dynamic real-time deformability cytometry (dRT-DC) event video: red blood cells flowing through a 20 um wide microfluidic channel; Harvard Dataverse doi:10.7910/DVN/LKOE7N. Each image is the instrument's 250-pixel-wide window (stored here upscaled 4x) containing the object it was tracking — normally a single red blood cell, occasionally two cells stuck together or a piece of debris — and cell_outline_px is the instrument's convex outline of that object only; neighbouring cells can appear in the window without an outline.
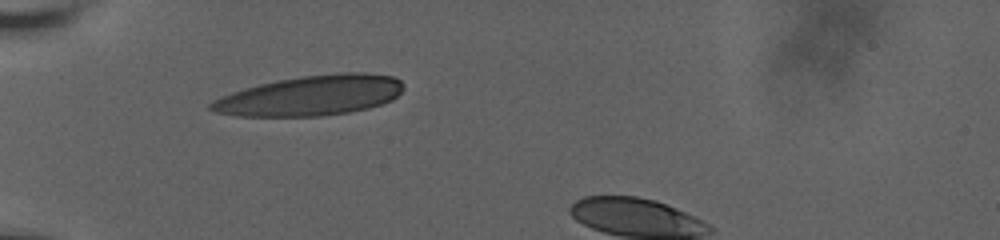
{"species": "human", "species_latin": "Homo sapiens", "temperature_condition": "room temperature", "stored_images_in_passage": 32, "camera_frame_rate_fps": 3000, "um_per_image_px": 0.085, "donor": {"sex": "male"}, "frame": {"image": 1, "passage_image": 1, "time_ms": 0.0, "image_size_px": [1000, 240], "cell_outline_px": [[404, 88], [392, 100], [368, 108], [348, 112], [320, 116], [236, 116], [216, 112], [208, 108], [208, 104], [212, 100], [220, 96], [244, 88], [260, 84], [300, 76], [340, 72], [364, 72], [392, 76], [400, 80], [404, 84]], "centroid_in_image_um": [26.39, 8.12], "position_along_channel_um": 58.6, "area_um2": 45.03}}
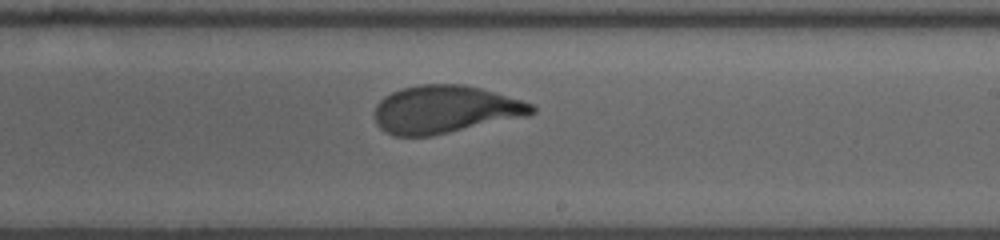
{"frame": {"image": 2, "passage_image": 18, "time_ms": 5.667, "image_size_px": [1000, 240], "cell_outline_px": [[536, 112], [528, 116], [432, 136], [392, 136], [384, 132], [376, 124], [376, 104], [384, 96], [400, 88], [420, 84], [464, 84], [480, 88], [520, 100], [532, 104], [536, 108]], "centroid_in_image_um": [37.81, 9.31], "position_along_channel_um": 251.2, "area_um2": 43.87}}
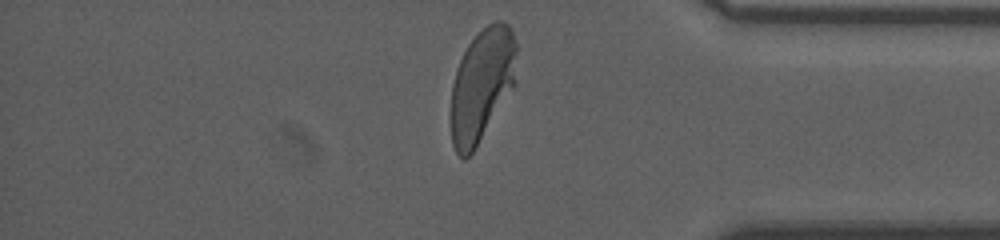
{"frame": {"image": 3, "passage_image": 31, "time_ms": 10.0, "image_size_px": [1000, 240], "cell_outline_px": [[516, 84], [476, 148], [464, 160], [456, 152], [452, 144], [452, 84], [460, 60], [468, 44], [488, 24], [496, 20], [500, 20], [508, 24], [516, 40]], "centroid_in_image_um": [40.99, 7.22], "position_along_channel_um": 394.2, "area_um2": 43.12}, "authors_computed_cell_mechanics": {"area_um2": 44.0725, "velocity_mm_per_s": 3.6426, "shape_relaxation_time_tau1_ms": 4.0386, "shape_relaxation_time_tau2_ms": null, "deformation_change_tau1": 0.2071, "deformation_change_tau2": null}}